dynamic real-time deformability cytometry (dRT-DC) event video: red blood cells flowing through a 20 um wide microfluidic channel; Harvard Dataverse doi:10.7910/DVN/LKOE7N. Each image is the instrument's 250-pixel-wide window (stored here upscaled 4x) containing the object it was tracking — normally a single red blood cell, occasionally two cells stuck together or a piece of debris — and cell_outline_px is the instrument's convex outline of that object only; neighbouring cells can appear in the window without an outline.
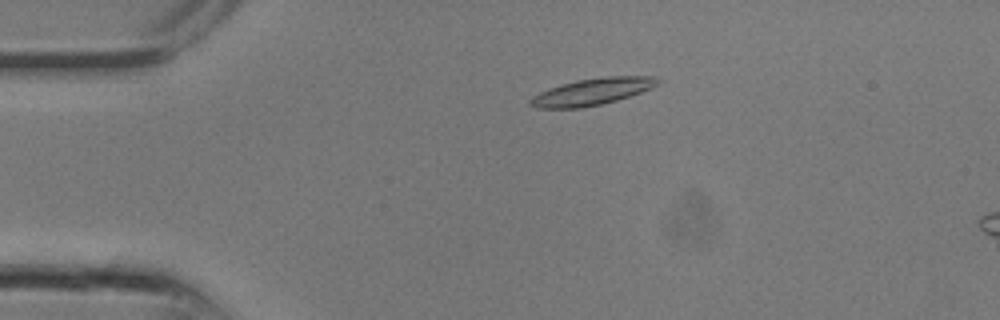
{"species": "common noctule bat (a hibernating species)", "species_latin": "Nyctalus noctula", "temperature_condition": "room temperature", "stored_images_in_passage": 7, "camera_frame_rate_fps": 3000, "um_per_image_px": 0.085, "animal": {"sex": "male", "body_mass_g": 13.3}, "frame": {"image": 1, "passage_image": 4, "time_ms": 1.0, "image_size_px": [1000, 320], "cell_outline_px": [[660, 84], [652, 88], [616, 100], [600, 104], [580, 108], [536, 108], [528, 104], [528, 100], [532, 96], [548, 88], [560, 84], [576, 80], [604, 76], [656, 76], [660, 80]], "centroid_in_image_um": [50.31, 7.78], "position_along_channel_um": 34.7, "area_um2": 20.0}}